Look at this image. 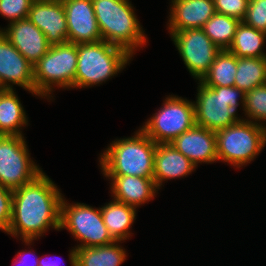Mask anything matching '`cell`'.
Wrapping results in <instances>:
<instances>
[{
  "label": "cell",
  "instance_id": "5",
  "mask_svg": "<svg viewBox=\"0 0 266 266\" xmlns=\"http://www.w3.org/2000/svg\"><path fill=\"white\" fill-rule=\"evenodd\" d=\"M198 82L196 102L193 101L197 126L216 132L241 119L236 112L241 103L244 111L243 90L235 86L208 87Z\"/></svg>",
  "mask_w": 266,
  "mask_h": 266
},
{
  "label": "cell",
  "instance_id": "18",
  "mask_svg": "<svg viewBox=\"0 0 266 266\" xmlns=\"http://www.w3.org/2000/svg\"><path fill=\"white\" fill-rule=\"evenodd\" d=\"M111 180L114 200L137 208L149 202L158 192L154 179L137 176H105Z\"/></svg>",
  "mask_w": 266,
  "mask_h": 266
},
{
  "label": "cell",
  "instance_id": "8",
  "mask_svg": "<svg viewBox=\"0 0 266 266\" xmlns=\"http://www.w3.org/2000/svg\"><path fill=\"white\" fill-rule=\"evenodd\" d=\"M162 107L140 128L157 144H170L176 137L196 125L194 103L169 95Z\"/></svg>",
  "mask_w": 266,
  "mask_h": 266
},
{
  "label": "cell",
  "instance_id": "17",
  "mask_svg": "<svg viewBox=\"0 0 266 266\" xmlns=\"http://www.w3.org/2000/svg\"><path fill=\"white\" fill-rule=\"evenodd\" d=\"M169 32L200 29L216 13L213 0H171Z\"/></svg>",
  "mask_w": 266,
  "mask_h": 266
},
{
  "label": "cell",
  "instance_id": "25",
  "mask_svg": "<svg viewBox=\"0 0 266 266\" xmlns=\"http://www.w3.org/2000/svg\"><path fill=\"white\" fill-rule=\"evenodd\" d=\"M266 84V57L237 58L234 86L245 93Z\"/></svg>",
  "mask_w": 266,
  "mask_h": 266
},
{
  "label": "cell",
  "instance_id": "6",
  "mask_svg": "<svg viewBox=\"0 0 266 266\" xmlns=\"http://www.w3.org/2000/svg\"><path fill=\"white\" fill-rule=\"evenodd\" d=\"M215 134L218 161L235 168L253 161L266 145V127L243 118Z\"/></svg>",
  "mask_w": 266,
  "mask_h": 266
},
{
  "label": "cell",
  "instance_id": "24",
  "mask_svg": "<svg viewBox=\"0 0 266 266\" xmlns=\"http://www.w3.org/2000/svg\"><path fill=\"white\" fill-rule=\"evenodd\" d=\"M237 72V57L228 49L220 50L209 71L200 80L208 87L234 86Z\"/></svg>",
  "mask_w": 266,
  "mask_h": 266
},
{
  "label": "cell",
  "instance_id": "20",
  "mask_svg": "<svg viewBox=\"0 0 266 266\" xmlns=\"http://www.w3.org/2000/svg\"><path fill=\"white\" fill-rule=\"evenodd\" d=\"M114 241L96 247L73 248L69 253L71 266H120L126 260V250Z\"/></svg>",
  "mask_w": 266,
  "mask_h": 266
},
{
  "label": "cell",
  "instance_id": "9",
  "mask_svg": "<svg viewBox=\"0 0 266 266\" xmlns=\"http://www.w3.org/2000/svg\"><path fill=\"white\" fill-rule=\"evenodd\" d=\"M65 228L80 241L75 248L102 246L115 241L103 222L100 208L94 209L84 203L71 204L63 197L60 230Z\"/></svg>",
  "mask_w": 266,
  "mask_h": 266
},
{
  "label": "cell",
  "instance_id": "21",
  "mask_svg": "<svg viewBox=\"0 0 266 266\" xmlns=\"http://www.w3.org/2000/svg\"><path fill=\"white\" fill-rule=\"evenodd\" d=\"M103 222L115 241H125L132 236L130 228L136 219L135 207L112 200L100 208Z\"/></svg>",
  "mask_w": 266,
  "mask_h": 266
},
{
  "label": "cell",
  "instance_id": "2",
  "mask_svg": "<svg viewBox=\"0 0 266 266\" xmlns=\"http://www.w3.org/2000/svg\"><path fill=\"white\" fill-rule=\"evenodd\" d=\"M156 145L141 129L134 136L112 141L99 158L103 175L153 179Z\"/></svg>",
  "mask_w": 266,
  "mask_h": 266
},
{
  "label": "cell",
  "instance_id": "12",
  "mask_svg": "<svg viewBox=\"0 0 266 266\" xmlns=\"http://www.w3.org/2000/svg\"><path fill=\"white\" fill-rule=\"evenodd\" d=\"M0 81L5 89L18 85L35 95L34 71L27 59L0 31Z\"/></svg>",
  "mask_w": 266,
  "mask_h": 266
},
{
  "label": "cell",
  "instance_id": "23",
  "mask_svg": "<svg viewBox=\"0 0 266 266\" xmlns=\"http://www.w3.org/2000/svg\"><path fill=\"white\" fill-rule=\"evenodd\" d=\"M265 40V32L256 30L246 25L243 21H240L236 28L233 43L228 50L237 58L266 57V53L263 51Z\"/></svg>",
  "mask_w": 266,
  "mask_h": 266
},
{
  "label": "cell",
  "instance_id": "13",
  "mask_svg": "<svg viewBox=\"0 0 266 266\" xmlns=\"http://www.w3.org/2000/svg\"><path fill=\"white\" fill-rule=\"evenodd\" d=\"M67 20L68 42L102 41L92 0H62Z\"/></svg>",
  "mask_w": 266,
  "mask_h": 266
},
{
  "label": "cell",
  "instance_id": "32",
  "mask_svg": "<svg viewBox=\"0 0 266 266\" xmlns=\"http://www.w3.org/2000/svg\"><path fill=\"white\" fill-rule=\"evenodd\" d=\"M30 250H25V251L23 250L21 252H18L17 257L14 259V262L16 261L15 264L19 263V266L20 265L21 266H39V264H38L39 258L34 259L36 256H34V252H32V249H30ZM31 256H33L34 261L31 262V264H30V262L28 260L30 259ZM27 261L29 263H27Z\"/></svg>",
  "mask_w": 266,
  "mask_h": 266
},
{
  "label": "cell",
  "instance_id": "19",
  "mask_svg": "<svg viewBox=\"0 0 266 266\" xmlns=\"http://www.w3.org/2000/svg\"><path fill=\"white\" fill-rule=\"evenodd\" d=\"M195 168L197 167L171 143L156 145L153 179L158 189L165 180L186 177Z\"/></svg>",
  "mask_w": 266,
  "mask_h": 266
},
{
  "label": "cell",
  "instance_id": "11",
  "mask_svg": "<svg viewBox=\"0 0 266 266\" xmlns=\"http://www.w3.org/2000/svg\"><path fill=\"white\" fill-rule=\"evenodd\" d=\"M170 36L191 76L201 80L221 49L201 28L170 32Z\"/></svg>",
  "mask_w": 266,
  "mask_h": 266
},
{
  "label": "cell",
  "instance_id": "15",
  "mask_svg": "<svg viewBox=\"0 0 266 266\" xmlns=\"http://www.w3.org/2000/svg\"><path fill=\"white\" fill-rule=\"evenodd\" d=\"M0 31L33 66L51 46L45 34L28 18L9 23L8 28H0Z\"/></svg>",
  "mask_w": 266,
  "mask_h": 266
},
{
  "label": "cell",
  "instance_id": "28",
  "mask_svg": "<svg viewBox=\"0 0 266 266\" xmlns=\"http://www.w3.org/2000/svg\"><path fill=\"white\" fill-rule=\"evenodd\" d=\"M34 0H0V15L10 20L19 21L28 18Z\"/></svg>",
  "mask_w": 266,
  "mask_h": 266
},
{
  "label": "cell",
  "instance_id": "22",
  "mask_svg": "<svg viewBox=\"0 0 266 266\" xmlns=\"http://www.w3.org/2000/svg\"><path fill=\"white\" fill-rule=\"evenodd\" d=\"M19 97L14 89H5L0 92V135L24 136L22 126L28 125Z\"/></svg>",
  "mask_w": 266,
  "mask_h": 266
},
{
  "label": "cell",
  "instance_id": "4",
  "mask_svg": "<svg viewBox=\"0 0 266 266\" xmlns=\"http://www.w3.org/2000/svg\"><path fill=\"white\" fill-rule=\"evenodd\" d=\"M75 88L92 87L116 76L132 56L123 48L106 41L77 44Z\"/></svg>",
  "mask_w": 266,
  "mask_h": 266
},
{
  "label": "cell",
  "instance_id": "30",
  "mask_svg": "<svg viewBox=\"0 0 266 266\" xmlns=\"http://www.w3.org/2000/svg\"><path fill=\"white\" fill-rule=\"evenodd\" d=\"M216 13L227 15L243 21L249 0H213Z\"/></svg>",
  "mask_w": 266,
  "mask_h": 266
},
{
  "label": "cell",
  "instance_id": "26",
  "mask_svg": "<svg viewBox=\"0 0 266 266\" xmlns=\"http://www.w3.org/2000/svg\"><path fill=\"white\" fill-rule=\"evenodd\" d=\"M239 23L236 18L215 13L201 29L218 48L225 50L232 45Z\"/></svg>",
  "mask_w": 266,
  "mask_h": 266
},
{
  "label": "cell",
  "instance_id": "33",
  "mask_svg": "<svg viewBox=\"0 0 266 266\" xmlns=\"http://www.w3.org/2000/svg\"><path fill=\"white\" fill-rule=\"evenodd\" d=\"M50 258H44V257H41L39 258V261H38V264L39 266H59V263L55 260H49ZM61 265V264H60Z\"/></svg>",
  "mask_w": 266,
  "mask_h": 266
},
{
  "label": "cell",
  "instance_id": "14",
  "mask_svg": "<svg viewBox=\"0 0 266 266\" xmlns=\"http://www.w3.org/2000/svg\"><path fill=\"white\" fill-rule=\"evenodd\" d=\"M28 19L51 45L68 42L67 20L62 0H34Z\"/></svg>",
  "mask_w": 266,
  "mask_h": 266
},
{
  "label": "cell",
  "instance_id": "31",
  "mask_svg": "<svg viewBox=\"0 0 266 266\" xmlns=\"http://www.w3.org/2000/svg\"><path fill=\"white\" fill-rule=\"evenodd\" d=\"M13 191L0 185V230L7 232L12 216Z\"/></svg>",
  "mask_w": 266,
  "mask_h": 266
},
{
  "label": "cell",
  "instance_id": "34",
  "mask_svg": "<svg viewBox=\"0 0 266 266\" xmlns=\"http://www.w3.org/2000/svg\"><path fill=\"white\" fill-rule=\"evenodd\" d=\"M4 90H5V88H4L3 84H2L1 81H0V92H1V91H4Z\"/></svg>",
  "mask_w": 266,
  "mask_h": 266
},
{
  "label": "cell",
  "instance_id": "29",
  "mask_svg": "<svg viewBox=\"0 0 266 266\" xmlns=\"http://www.w3.org/2000/svg\"><path fill=\"white\" fill-rule=\"evenodd\" d=\"M243 22L266 33V0H249Z\"/></svg>",
  "mask_w": 266,
  "mask_h": 266
},
{
  "label": "cell",
  "instance_id": "27",
  "mask_svg": "<svg viewBox=\"0 0 266 266\" xmlns=\"http://www.w3.org/2000/svg\"><path fill=\"white\" fill-rule=\"evenodd\" d=\"M244 116L260 126L266 127V84L260 85L246 92L244 103ZM261 122V123H260Z\"/></svg>",
  "mask_w": 266,
  "mask_h": 266
},
{
  "label": "cell",
  "instance_id": "3",
  "mask_svg": "<svg viewBox=\"0 0 266 266\" xmlns=\"http://www.w3.org/2000/svg\"><path fill=\"white\" fill-rule=\"evenodd\" d=\"M102 40L133 56L147 37L129 0H92Z\"/></svg>",
  "mask_w": 266,
  "mask_h": 266
},
{
  "label": "cell",
  "instance_id": "1",
  "mask_svg": "<svg viewBox=\"0 0 266 266\" xmlns=\"http://www.w3.org/2000/svg\"><path fill=\"white\" fill-rule=\"evenodd\" d=\"M62 198L56 184L44 172L13 190L12 216L6 233L30 245L49 228L60 231Z\"/></svg>",
  "mask_w": 266,
  "mask_h": 266
},
{
  "label": "cell",
  "instance_id": "16",
  "mask_svg": "<svg viewBox=\"0 0 266 266\" xmlns=\"http://www.w3.org/2000/svg\"><path fill=\"white\" fill-rule=\"evenodd\" d=\"M171 144L196 167L198 163L218 161L216 134L205 127L195 125L176 137Z\"/></svg>",
  "mask_w": 266,
  "mask_h": 266
},
{
  "label": "cell",
  "instance_id": "10",
  "mask_svg": "<svg viewBox=\"0 0 266 266\" xmlns=\"http://www.w3.org/2000/svg\"><path fill=\"white\" fill-rule=\"evenodd\" d=\"M24 136L0 135V185L21 188L43 171L31 159Z\"/></svg>",
  "mask_w": 266,
  "mask_h": 266
},
{
  "label": "cell",
  "instance_id": "7",
  "mask_svg": "<svg viewBox=\"0 0 266 266\" xmlns=\"http://www.w3.org/2000/svg\"><path fill=\"white\" fill-rule=\"evenodd\" d=\"M77 59V44L66 42L51 45L48 52L33 66L35 95L52 99L55 86L75 88Z\"/></svg>",
  "mask_w": 266,
  "mask_h": 266
}]
</instances>
